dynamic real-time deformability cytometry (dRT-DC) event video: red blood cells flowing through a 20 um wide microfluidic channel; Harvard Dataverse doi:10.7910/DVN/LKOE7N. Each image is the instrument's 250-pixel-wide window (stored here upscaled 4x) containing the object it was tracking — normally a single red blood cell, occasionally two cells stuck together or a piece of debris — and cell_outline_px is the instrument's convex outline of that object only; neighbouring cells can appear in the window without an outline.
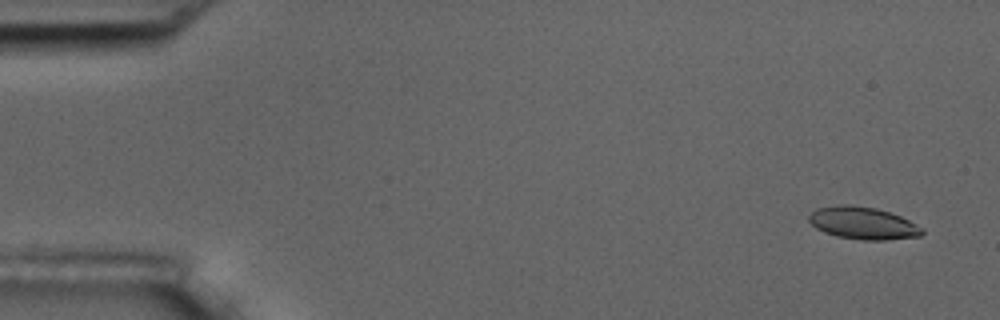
{"species": "common noctule bat (a hibernating species)", "species_latin": "Nyctalus noctula", "temperature_condition": "room temperature", "stored_images_in_passage": 5, "camera_frame_rate_fps": 3000, "um_per_image_px": 0.085, "animal": {"sex": "male", "body_mass_g": 17.5, "forearm_length_mm": 52.3}, "frame": {"image": 1, "passage_image": 1, "time_ms": 0.0, "image_size_px": [1000, 320], "cell_outline_px": [[924, 232], [920, 236], [884, 240], [864, 240], [836, 236], [824, 232], [816, 228], [808, 220], [808, 216], [816, 208], [844, 204], [848, 204], [876, 208], [900, 216], [924, 228]], "centroid_in_image_um": [73.34, 18.96], "position_along_channel_um": 11.7, "area_um2": 21.27}}
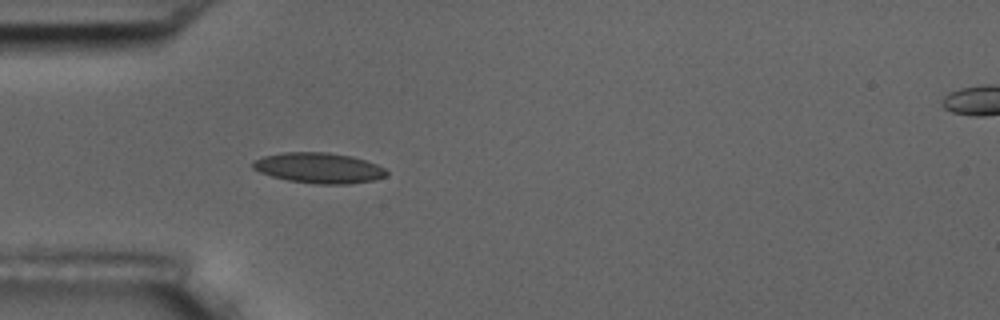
{"frame": {"image": 2, "passage_image": 5, "time_ms": 4.667, "image_size_px": [1000, 320], "cell_outline_px": [[388, 176], [376, 180], [348, 184], [316, 184], [288, 180], [272, 176], [260, 172], [252, 168], [252, 160], [264, 156], [284, 152], [328, 152], [352, 156], [376, 164], [384, 168], [388, 172]], "centroid_in_image_um": [27.12, 14.28], "position_along_channel_um": 57.9, "area_um2": 23.87}}